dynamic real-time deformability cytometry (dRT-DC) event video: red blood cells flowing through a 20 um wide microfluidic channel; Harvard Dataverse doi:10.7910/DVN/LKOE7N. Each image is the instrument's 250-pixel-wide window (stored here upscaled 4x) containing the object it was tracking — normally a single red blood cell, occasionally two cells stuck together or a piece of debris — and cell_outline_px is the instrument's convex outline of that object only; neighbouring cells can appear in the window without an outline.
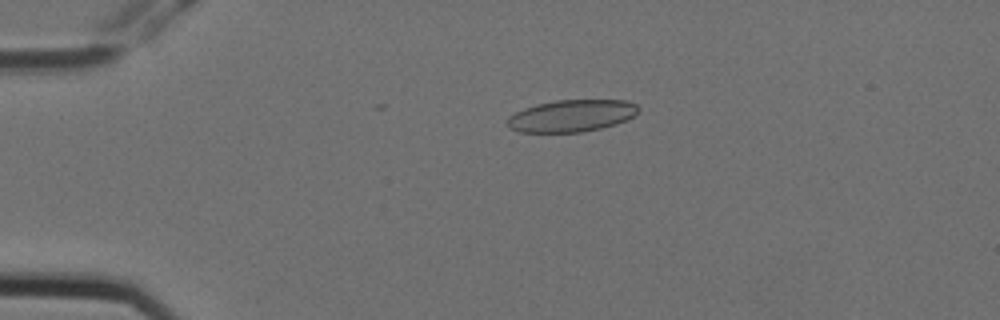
{"species": "Egyptian fruit bat (a non-hibernating species)", "species_latin": "Rousettus aegyptiacus", "temperature_condition": "cold", "stored_images_in_passage": 4, "camera_frame_rate_fps": 3000, "um_per_image_px": 0.085, "animal": {"sex": "female"}, "frame": {"image": 1, "passage_image": 1, "time_ms": 0.0, "image_size_px": [1000, 320], "cell_outline_px": [[640, 108], [628, 120], [616, 124], [600, 128], [580, 132], [520, 132], [508, 128], [508, 116], [524, 108], [536, 104], [556, 100], [628, 100], [636, 104]], "centroid_in_image_um": [48.58, 9.84], "position_along_channel_um": 36.4, "area_um2": 24.45}}
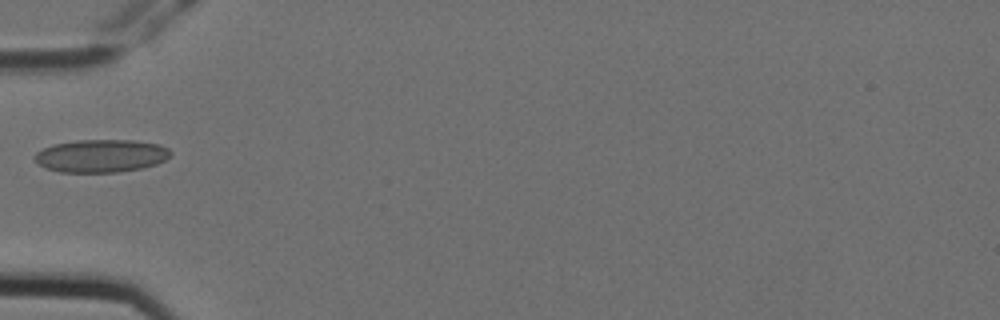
{"frame": {"image": 2, "passage_image": 3, "time_ms": 0.667, "image_size_px": [1000, 320], "cell_outline_px": [[172, 152], [164, 160], [156, 164], [144, 168], [116, 172], [60, 172], [44, 168], [36, 160], [36, 152], [52, 144], [76, 140], [132, 140], [160, 144], [168, 148]], "centroid_in_image_um": [8.6, 13.24], "position_along_channel_um": 76.4, "area_um2": 26.01}}
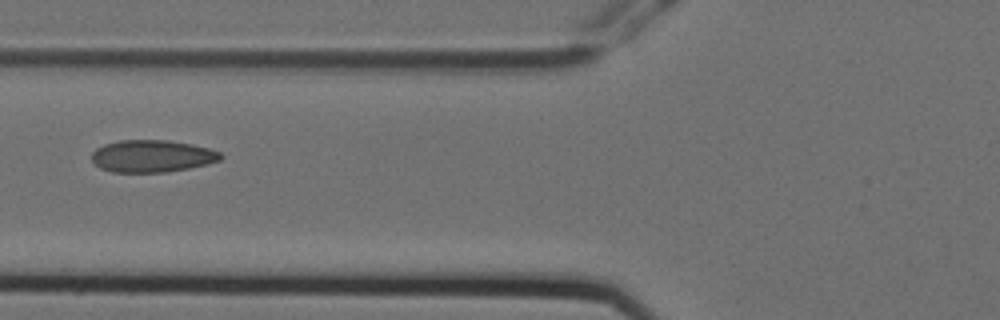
{"frame": {"image": 3, "passage_image": 4, "time_ms": 1.0, "image_size_px": [1000, 320], "cell_outline_px": [[224, 156], [220, 160], [208, 164], [188, 168], [164, 172], [112, 172], [100, 168], [92, 160], [92, 152], [96, 148], [104, 144], [120, 140], [168, 140], [192, 144], [208, 148], [220, 152]], "centroid_in_image_um": [12.93, 13.26], "position_along_channel_um": 112.9, "area_um2": 24.22}}